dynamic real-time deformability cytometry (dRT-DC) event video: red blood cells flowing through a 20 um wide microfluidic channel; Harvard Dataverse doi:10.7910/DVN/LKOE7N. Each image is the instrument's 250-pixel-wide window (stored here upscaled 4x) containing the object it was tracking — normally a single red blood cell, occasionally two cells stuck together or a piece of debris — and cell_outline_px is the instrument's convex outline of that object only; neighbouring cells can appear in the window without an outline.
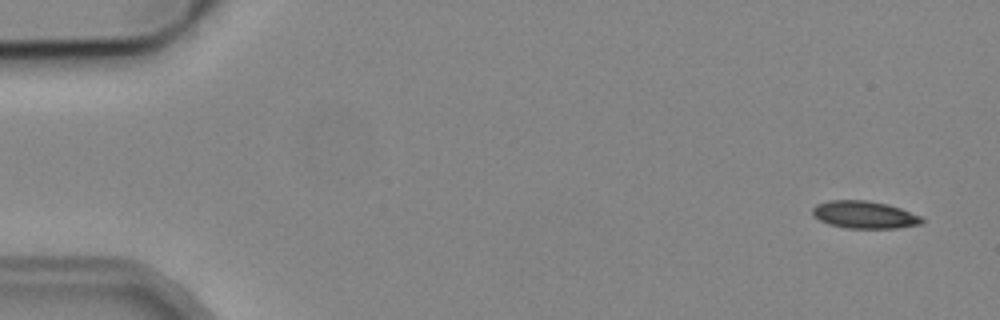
{"species": "common noctule bat (a hibernating species)", "species_latin": "Nyctalus noctula", "temperature_condition": "cold", "stored_images_in_passage": 4, "camera_frame_rate_fps": 3000, "um_per_image_px": 0.085, "animal": {"sex": "male", "body_mass_g": 19.2, "forearm_length_mm": 51.8}, "frame": {"image": 1, "passage_image": 1, "time_ms": 0.0, "image_size_px": [1000, 320], "cell_outline_px": [[924, 220], [920, 224], [896, 228], [844, 228], [828, 224], [812, 216], [812, 208], [816, 204], [828, 200], [864, 200], [888, 204], [900, 208], [920, 216]], "centroid_in_image_um": [73.42, 18.25], "position_along_channel_um": 11.6, "area_um2": 17.51}}